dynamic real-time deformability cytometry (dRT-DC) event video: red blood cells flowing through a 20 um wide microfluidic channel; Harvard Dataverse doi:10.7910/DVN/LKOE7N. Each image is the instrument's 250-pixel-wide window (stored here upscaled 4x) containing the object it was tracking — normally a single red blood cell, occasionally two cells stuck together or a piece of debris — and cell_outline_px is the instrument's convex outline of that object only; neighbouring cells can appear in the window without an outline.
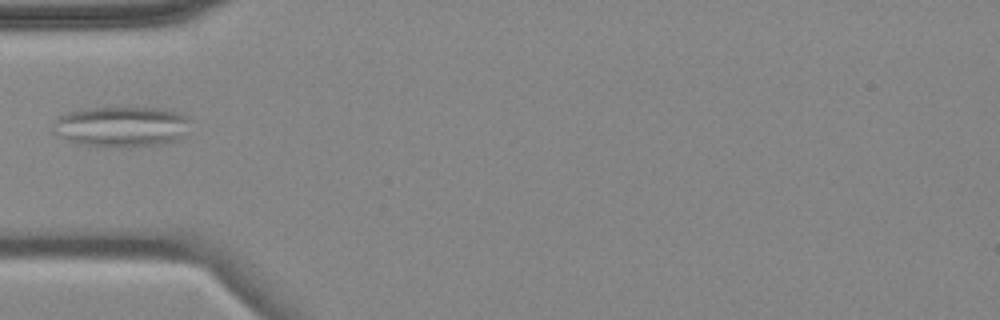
{"species": "common noctule bat (a hibernating species)", "species_latin": "Nyctalus noctula", "temperature_condition": "cold", "stored_images_in_passage": 5, "camera_frame_rate_fps": 3000, "um_per_image_px": 0.085, "animal": {"sex": "female", "body_mass_g": 18.4}, "frame": {"image": 1, "passage_image": 3, "time_ms": 4.667, "image_size_px": [1000, 320], "cell_outline_px": [[188, 120], [184, 136], [176, 140], [160, 144], [80, 144], [68, 140], [52, 132], [52, 124], [56, 116], [64, 112], [88, 108], [160, 108], [176, 112], [188, 116]], "centroid_in_image_um": [10.25, 10.7], "position_along_channel_um": 74.8, "area_um2": 31.44}}
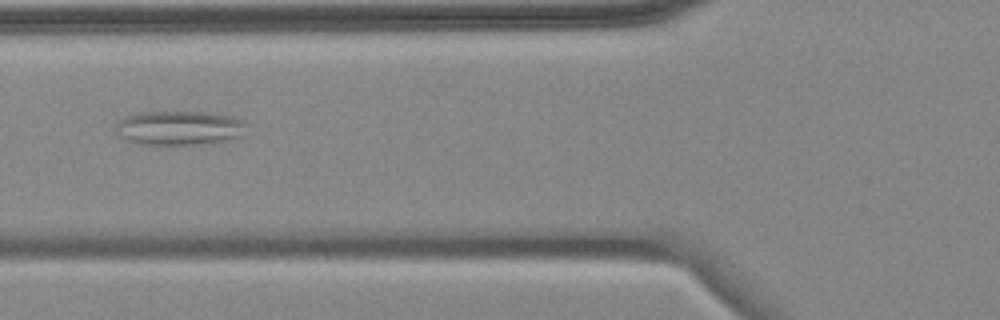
{"frame": {"image": 2, "passage_image": 4, "time_ms": 5.667, "image_size_px": [1000, 320], "cell_outline_px": [[244, 124], [240, 136], [204, 144], [148, 144], [128, 140], [120, 136], [116, 132], [116, 124], [120, 120], [128, 116], [140, 112], [204, 112], [228, 116], [244, 120]], "centroid_in_image_um": [15.19, 10.86], "position_along_channel_um": 110.6, "area_um2": 25.37}}